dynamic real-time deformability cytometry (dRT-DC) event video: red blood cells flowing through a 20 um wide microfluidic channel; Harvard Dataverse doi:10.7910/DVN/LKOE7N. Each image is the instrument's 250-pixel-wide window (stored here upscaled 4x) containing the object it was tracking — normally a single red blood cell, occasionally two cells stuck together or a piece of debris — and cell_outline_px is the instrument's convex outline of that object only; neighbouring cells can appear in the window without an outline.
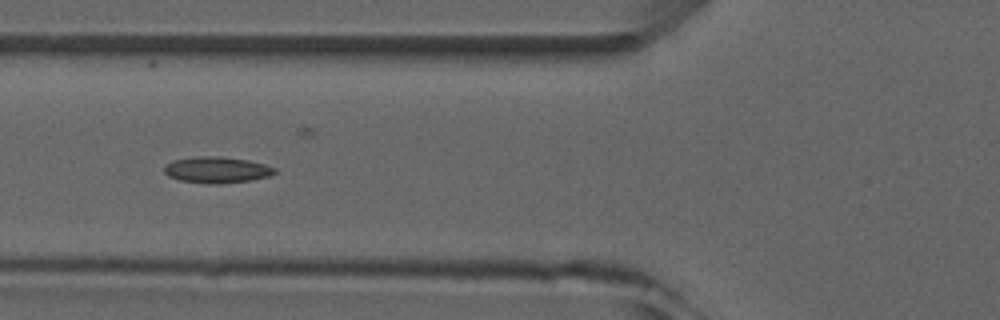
{"species": "common noctule bat (a hibernating species)", "species_latin": "Nyctalus noctula", "temperature_condition": "room temperature", "stored_images_in_passage": 4, "camera_frame_rate_fps": 3000, "um_per_image_px": 0.085, "animal": {"sex": "male", "forearm_length_mm": 52.5}, "frame": {"image": 1, "passage_image": 3, "time_ms": 2.0, "image_size_px": [1000, 320], "cell_outline_px": [[276, 172], [268, 176], [252, 180], [220, 184], [212, 184], [180, 180], [168, 176], [164, 172], [164, 168], [172, 160], [196, 156], [224, 156], [248, 160], [264, 164], [276, 168]], "centroid_in_image_um": [18.43, 14.43], "position_along_channel_um": 107.4, "area_um2": 16.94}}
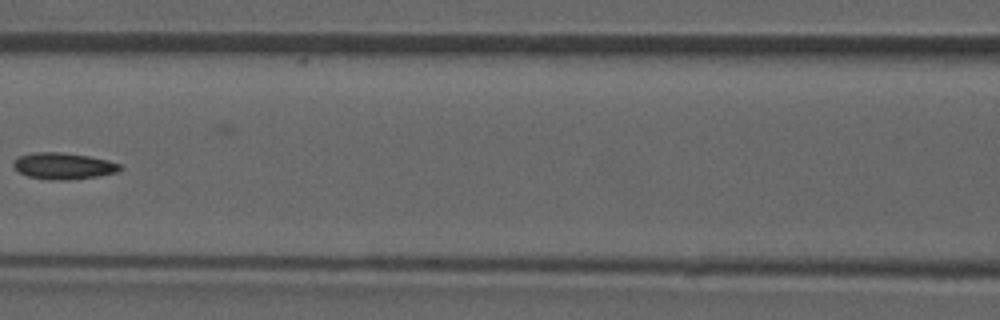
{"frame": {"image": 2, "passage_image": 4, "time_ms": 3.333, "image_size_px": [1000, 320], "cell_outline_px": [[120, 168], [116, 172], [96, 176], [68, 180], [48, 180], [28, 176], [20, 172], [12, 164], [20, 156], [36, 152], [60, 152], [88, 156], [108, 160], [120, 164]], "centroid_in_image_um": [5.38, 14.11], "position_along_channel_um": 161.2, "area_um2": 16.13}}